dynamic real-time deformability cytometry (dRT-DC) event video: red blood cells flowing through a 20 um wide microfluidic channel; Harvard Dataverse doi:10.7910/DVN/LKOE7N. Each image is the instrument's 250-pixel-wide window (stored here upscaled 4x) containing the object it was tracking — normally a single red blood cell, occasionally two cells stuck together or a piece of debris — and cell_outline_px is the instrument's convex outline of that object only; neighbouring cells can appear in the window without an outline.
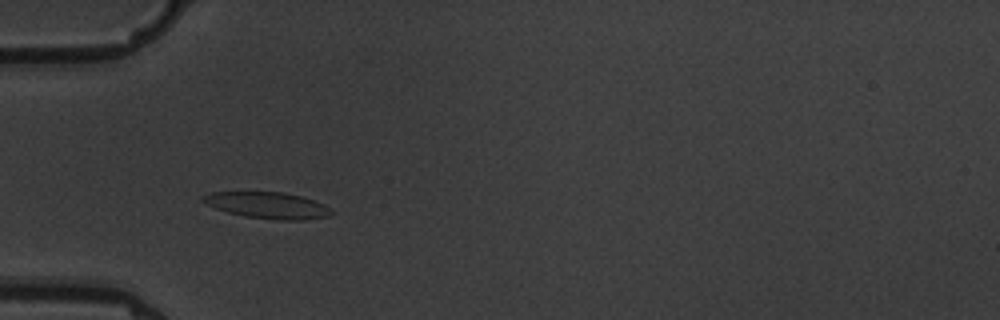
{"species": "common noctule bat (a hibernating species)", "species_latin": "Nyctalus noctula", "temperature_condition": "warm", "stored_images_in_passage": 5, "camera_frame_rate_fps": 3000, "um_per_image_px": 0.085, "animal": {"sex": "male", "body_mass_g": 19.5, "forearm_length_mm": 54.6}, "frame": {"image": 1, "passage_image": 4, "time_ms": 3.333, "image_size_px": [1000, 320], "cell_outline_px": [[332, 212], [328, 216], [304, 220], [280, 220], [244, 216], [228, 212], [204, 204], [200, 200], [200, 196], [212, 192], [284, 192], [300, 196], [324, 204]], "centroid_in_image_um": [22.68, 17.44], "position_along_channel_um": 62.3, "area_um2": 19.65}}
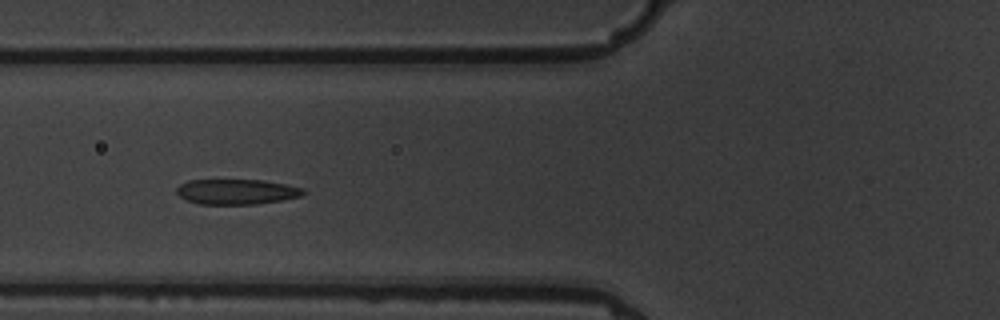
{"frame": {"image": 2, "passage_image": 5, "time_ms": 4.667, "image_size_px": [1000, 320], "cell_outline_px": [[304, 192], [300, 196], [280, 200], [256, 204], [200, 204], [188, 200], [180, 196], [176, 192], [176, 188], [180, 184], [188, 180], [260, 180], [284, 184], [304, 188]], "centroid_in_image_um": [20.07, 16.29], "position_along_channel_um": 105.7, "area_um2": 18.38}}